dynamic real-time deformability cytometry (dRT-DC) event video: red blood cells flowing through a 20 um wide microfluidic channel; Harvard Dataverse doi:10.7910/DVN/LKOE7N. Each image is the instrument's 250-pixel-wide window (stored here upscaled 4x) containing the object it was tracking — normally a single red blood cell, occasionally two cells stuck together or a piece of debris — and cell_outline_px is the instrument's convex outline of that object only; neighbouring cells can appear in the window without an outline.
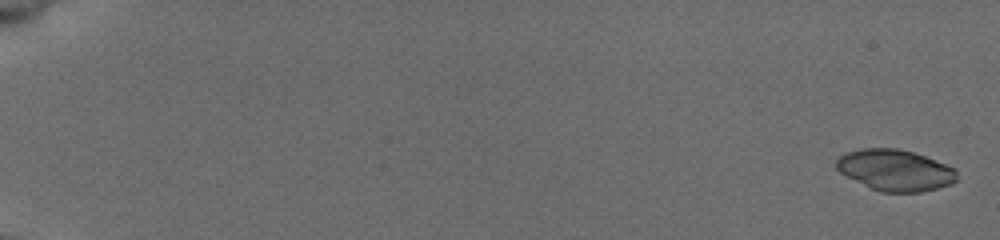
{"species": "common noctule bat (a hibernating species)", "species_latin": "Nyctalus noctula", "temperature_condition": "cold", "stored_images_in_passage": 58, "camera_frame_rate_fps": 3000, "um_per_image_px": 0.085, "animal": {"sex": "female", "body_mass_g": 19.5, "forearm_length_mm": 54.1}, "frame": {"image": 1, "passage_image": 2, "time_ms": 0.333, "image_size_px": [1000, 240], "cell_outline_px": [[956, 180], [952, 184], [920, 192], [880, 192], [840, 172], [836, 168], [836, 160], [844, 152], [860, 148], [896, 148], [912, 152], [924, 156], [956, 168]], "centroid_in_image_um": [76.08, 14.45], "position_along_channel_um": 8.9, "area_um2": 28.73}}